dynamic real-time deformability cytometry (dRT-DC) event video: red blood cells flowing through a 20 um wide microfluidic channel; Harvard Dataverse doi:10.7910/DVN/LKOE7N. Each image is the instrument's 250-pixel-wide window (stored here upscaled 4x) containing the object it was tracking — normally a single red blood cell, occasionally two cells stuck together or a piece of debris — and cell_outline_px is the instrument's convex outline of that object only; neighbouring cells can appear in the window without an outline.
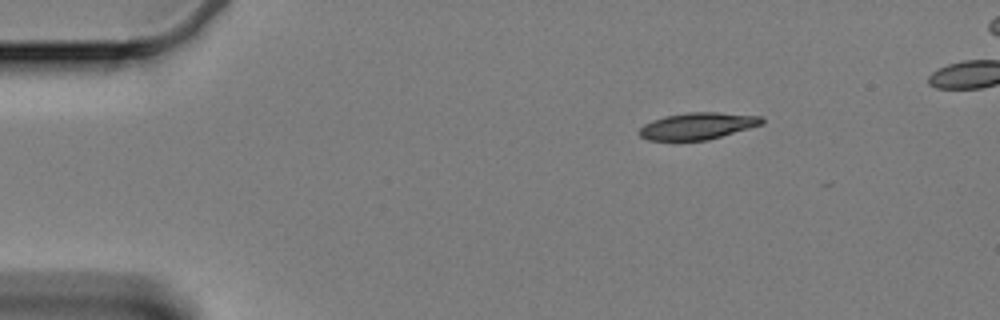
{"species": "Egyptian fruit bat (a non-hibernating species)", "species_latin": "Rousettus aegyptiacus", "temperature_condition": "cold", "stored_images_in_passage": 9, "camera_frame_rate_fps": 3000, "um_per_image_px": 0.085, "animal": {"sex": "female"}, "frame": {"image": 1, "passage_image": 1, "time_ms": 0.0, "image_size_px": [1000, 320], "cell_outline_px": [[764, 124], [708, 140], [648, 140], [640, 136], [640, 128], [644, 124], [652, 120], [664, 116], [688, 112], [716, 112], [760, 116], [764, 120]], "centroid_in_image_um": [59.3, 10.7], "position_along_channel_um": 25.7, "area_um2": 19.07}}